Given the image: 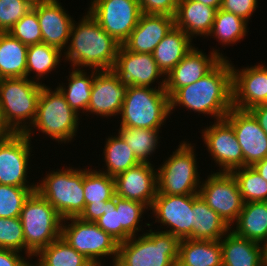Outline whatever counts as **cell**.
Segmentation results:
<instances>
[{
  "mask_svg": "<svg viewBox=\"0 0 267 266\" xmlns=\"http://www.w3.org/2000/svg\"><path fill=\"white\" fill-rule=\"evenodd\" d=\"M222 59L210 72L193 84L179 88L170 97V111L175 106L208 114L222 120L232 106V65Z\"/></svg>",
  "mask_w": 267,
  "mask_h": 266,
  "instance_id": "cell-1",
  "label": "cell"
},
{
  "mask_svg": "<svg viewBox=\"0 0 267 266\" xmlns=\"http://www.w3.org/2000/svg\"><path fill=\"white\" fill-rule=\"evenodd\" d=\"M69 38L71 40L64 54L73 68L81 69L84 66L98 71L113 68L120 44L103 30L89 12L78 23L73 21Z\"/></svg>",
  "mask_w": 267,
  "mask_h": 266,
  "instance_id": "cell-2",
  "label": "cell"
},
{
  "mask_svg": "<svg viewBox=\"0 0 267 266\" xmlns=\"http://www.w3.org/2000/svg\"><path fill=\"white\" fill-rule=\"evenodd\" d=\"M156 87L130 86L120 111V128L159 130L170 111V97L166 93L165 78Z\"/></svg>",
  "mask_w": 267,
  "mask_h": 266,
  "instance_id": "cell-3",
  "label": "cell"
},
{
  "mask_svg": "<svg viewBox=\"0 0 267 266\" xmlns=\"http://www.w3.org/2000/svg\"><path fill=\"white\" fill-rule=\"evenodd\" d=\"M43 85L27 77L2 79L0 110L5 125L12 133H25L33 124Z\"/></svg>",
  "mask_w": 267,
  "mask_h": 266,
  "instance_id": "cell-4",
  "label": "cell"
},
{
  "mask_svg": "<svg viewBox=\"0 0 267 266\" xmlns=\"http://www.w3.org/2000/svg\"><path fill=\"white\" fill-rule=\"evenodd\" d=\"M180 239L164 231H152L119 243L114 266H172L179 258Z\"/></svg>",
  "mask_w": 267,
  "mask_h": 266,
  "instance_id": "cell-5",
  "label": "cell"
},
{
  "mask_svg": "<svg viewBox=\"0 0 267 266\" xmlns=\"http://www.w3.org/2000/svg\"><path fill=\"white\" fill-rule=\"evenodd\" d=\"M19 219L28 258L61 237L63 218L37 191L25 201Z\"/></svg>",
  "mask_w": 267,
  "mask_h": 266,
  "instance_id": "cell-6",
  "label": "cell"
},
{
  "mask_svg": "<svg viewBox=\"0 0 267 266\" xmlns=\"http://www.w3.org/2000/svg\"><path fill=\"white\" fill-rule=\"evenodd\" d=\"M78 115L80 114L69 106L58 88L52 91L44 84L39 96L35 120L25 135L30 138L31 130L36 128L58 143L69 142L77 135L78 120H80Z\"/></svg>",
  "mask_w": 267,
  "mask_h": 266,
  "instance_id": "cell-7",
  "label": "cell"
},
{
  "mask_svg": "<svg viewBox=\"0 0 267 266\" xmlns=\"http://www.w3.org/2000/svg\"><path fill=\"white\" fill-rule=\"evenodd\" d=\"M36 191L65 219L78 217L85 207L83 170L52 171L36 184Z\"/></svg>",
  "mask_w": 267,
  "mask_h": 266,
  "instance_id": "cell-8",
  "label": "cell"
},
{
  "mask_svg": "<svg viewBox=\"0 0 267 266\" xmlns=\"http://www.w3.org/2000/svg\"><path fill=\"white\" fill-rule=\"evenodd\" d=\"M194 152V146L186 141L178 145L176 151L156 170L157 194H199L201 181Z\"/></svg>",
  "mask_w": 267,
  "mask_h": 266,
  "instance_id": "cell-9",
  "label": "cell"
},
{
  "mask_svg": "<svg viewBox=\"0 0 267 266\" xmlns=\"http://www.w3.org/2000/svg\"><path fill=\"white\" fill-rule=\"evenodd\" d=\"M65 220L71 221V224H66ZM61 237L94 266H102L100 259L110 255L114 257L112 258L114 266L119 242L104 232L95 222L84 221L79 217L65 218L62 221Z\"/></svg>",
  "mask_w": 267,
  "mask_h": 266,
  "instance_id": "cell-10",
  "label": "cell"
},
{
  "mask_svg": "<svg viewBox=\"0 0 267 266\" xmlns=\"http://www.w3.org/2000/svg\"><path fill=\"white\" fill-rule=\"evenodd\" d=\"M89 14L122 45L142 14L138 0H92Z\"/></svg>",
  "mask_w": 267,
  "mask_h": 266,
  "instance_id": "cell-11",
  "label": "cell"
},
{
  "mask_svg": "<svg viewBox=\"0 0 267 266\" xmlns=\"http://www.w3.org/2000/svg\"><path fill=\"white\" fill-rule=\"evenodd\" d=\"M199 195L231 227L243 208L238 182L232 173L215 172L202 181Z\"/></svg>",
  "mask_w": 267,
  "mask_h": 266,
  "instance_id": "cell-12",
  "label": "cell"
},
{
  "mask_svg": "<svg viewBox=\"0 0 267 266\" xmlns=\"http://www.w3.org/2000/svg\"><path fill=\"white\" fill-rule=\"evenodd\" d=\"M31 138L25 133H11L0 139V184L16 187H36L27 182Z\"/></svg>",
  "mask_w": 267,
  "mask_h": 266,
  "instance_id": "cell-13",
  "label": "cell"
},
{
  "mask_svg": "<svg viewBox=\"0 0 267 266\" xmlns=\"http://www.w3.org/2000/svg\"><path fill=\"white\" fill-rule=\"evenodd\" d=\"M155 222L167 226L164 232L170 233L180 240L193 235L192 194L163 195L156 194L151 205Z\"/></svg>",
  "mask_w": 267,
  "mask_h": 266,
  "instance_id": "cell-14",
  "label": "cell"
},
{
  "mask_svg": "<svg viewBox=\"0 0 267 266\" xmlns=\"http://www.w3.org/2000/svg\"><path fill=\"white\" fill-rule=\"evenodd\" d=\"M203 141L216 164L219 172L231 173L243 168V153L233 127L225 120H217L202 130Z\"/></svg>",
  "mask_w": 267,
  "mask_h": 266,
  "instance_id": "cell-15",
  "label": "cell"
},
{
  "mask_svg": "<svg viewBox=\"0 0 267 266\" xmlns=\"http://www.w3.org/2000/svg\"><path fill=\"white\" fill-rule=\"evenodd\" d=\"M234 129L243 153V167L267 157V135L248 110L232 108L224 118Z\"/></svg>",
  "mask_w": 267,
  "mask_h": 266,
  "instance_id": "cell-16",
  "label": "cell"
},
{
  "mask_svg": "<svg viewBox=\"0 0 267 266\" xmlns=\"http://www.w3.org/2000/svg\"><path fill=\"white\" fill-rule=\"evenodd\" d=\"M111 70L127 87H150L158 78L165 76L158 68L153 54L135 53L127 50L123 45L118 49L116 61Z\"/></svg>",
  "mask_w": 267,
  "mask_h": 266,
  "instance_id": "cell-17",
  "label": "cell"
},
{
  "mask_svg": "<svg viewBox=\"0 0 267 266\" xmlns=\"http://www.w3.org/2000/svg\"><path fill=\"white\" fill-rule=\"evenodd\" d=\"M232 65V106L240 110L267 103V66L258 64L244 69Z\"/></svg>",
  "mask_w": 267,
  "mask_h": 266,
  "instance_id": "cell-18",
  "label": "cell"
},
{
  "mask_svg": "<svg viewBox=\"0 0 267 266\" xmlns=\"http://www.w3.org/2000/svg\"><path fill=\"white\" fill-rule=\"evenodd\" d=\"M198 48L190 50L184 58L165 76V91L171 97L179 88L193 84L210 72L224 57L213 48L211 55ZM207 55V56H206Z\"/></svg>",
  "mask_w": 267,
  "mask_h": 266,
  "instance_id": "cell-19",
  "label": "cell"
},
{
  "mask_svg": "<svg viewBox=\"0 0 267 266\" xmlns=\"http://www.w3.org/2000/svg\"><path fill=\"white\" fill-rule=\"evenodd\" d=\"M157 170L152 163H140L114 177L115 195L145 204L149 209L157 194Z\"/></svg>",
  "mask_w": 267,
  "mask_h": 266,
  "instance_id": "cell-20",
  "label": "cell"
},
{
  "mask_svg": "<svg viewBox=\"0 0 267 266\" xmlns=\"http://www.w3.org/2000/svg\"><path fill=\"white\" fill-rule=\"evenodd\" d=\"M127 88L119 81L112 70L98 71L95 74L86 112L101 117L120 114Z\"/></svg>",
  "mask_w": 267,
  "mask_h": 266,
  "instance_id": "cell-21",
  "label": "cell"
},
{
  "mask_svg": "<svg viewBox=\"0 0 267 266\" xmlns=\"http://www.w3.org/2000/svg\"><path fill=\"white\" fill-rule=\"evenodd\" d=\"M58 1L46 0L34 4L32 8L37 13L42 42L60 51L63 49L66 51L64 47L70 40V30L74 20Z\"/></svg>",
  "mask_w": 267,
  "mask_h": 266,
  "instance_id": "cell-22",
  "label": "cell"
},
{
  "mask_svg": "<svg viewBox=\"0 0 267 266\" xmlns=\"http://www.w3.org/2000/svg\"><path fill=\"white\" fill-rule=\"evenodd\" d=\"M174 26L173 16L142 13L137 26L122 45L135 53L152 54Z\"/></svg>",
  "mask_w": 267,
  "mask_h": 266,
  "instance_id": "cell-23",
  "label": "cell"
},
{
  "mask_svg": "<svg viewBox=\"0 0 267 266\" xmlns=\"http://www.w3.org/2000/svg\"><path fill=\"white\" fill-rule=\"evenodd\" d=\"M216 9L194 0H180L174 16L175 27L188 36L208 37L215 18ZM206 35V36H205Z\"/></svg>",
  "mask_w": 267,
  "mask_h": 266,
  "instance_id": "cell-24",
  "label": "cell"
},
{
  "mask_svg": "<svg viewBox=\"0 0 267 266\" xmlns=\"http://www.w3.org/2000/svg\"><path fill=\"white\" fill-rule=\"evenodd\" d=\"M223 238V266H263V244L239 237L231 230Z\"/></svg>",
  "mask_w": 267,
  "mask_h": 266,
  "instance_id": "cell-25",
  "label": "cell"
},
{
  "mask_svg": "<svg viewBox=\"0 0 267 266\" xmlns=\"http://www.w3.org/2000/svg\"><path fill=\"white\" fill-rule=\"evenodd\" d=\"M193 235L194 240H221L230 227L218 213L210 208L199 194H192Z\"/></svg>",
  "mask_w": 267,
  "mask_h": 266,
  "instance_id": "cell-26",
  "label": "cell"
},
{
  "mask_svg": "<svg viewBox=\"0 0 267 266\" xmlns=\"http://www.w3.org/2000/svg\"><path fill=\"white\" fill-rule=\"evenodd\" d=\"M236 228L230 229L235 235L267 244V201L245 202L235 221Z\"/></svg>",
  "mask_w": 267,
  "mask_h": 266,
  "instance_id": "cell-27",
  "label": "cell"
},
{
  "mask_svg": "<svg viewBox=\"0 0 267 266\" xmlns=\"http://www.w3.org/2000/svg\"><path fill=\"white\" fill-rule=\"evenodd\" d=\"M193 48L192 38L174 26L152 54L158 68L166 76Z\"/></svg>",
  "mask_w": 267,
  "mask_h": 266,
  "instance_id": "cell-28",
  "label": "cell"
},
{
  "mask_svg": "<svg viewBox=\"0 0 267 266\" xmlns=\"http://www.w3.org/2000/svg\"><path fill=\"white\" fill-rule=\"evenodd\" d=\"M27 49L8 32H0V75L3 78L27 77Z\"/></svg>",
  "mask_w": 267,
  "mask_h": 266,
  "instance_id": "cell-29",
  "label": "cell"
},
{
  "mask_svg": "<svg viewBox=\"0 0 267 266\" xmlns=\"http://www.w3.org/2000/svg\"><path fill=\"white\" fill-rule=\"evenodd\" d=\"M219 241L182 239L179 260L187 266H223Z\"/></svg>",
  "mask_w": 267,
  "mask_h": 266,
  "instance_id": "cell-30",
  "label": "cell"
},
{
  "mask_svg": "<svg viewBox=\"0 0 267 266\" xmlns=\"http://www.w3.org/2000/svg\"><path fill=\"white\" fill-rule=\"evenodd\" d=\"M72 72L68 78V86H57L60 92L63 94L65 100L69 106L77 113H81L80 110L87 111L88 104L91 96V88L94 82L95 74L98 70H92V73L88 76L87 72L82 69L72 68ZM79 112V113H78Z\"/></svg>",
  "mask_w": 267,
  "mask_h": 266,
  "instance_id": "cell-31",
  "label": "cell"
},
{
  "mask_svg": "<svg viewBox=\"0 0 267 266\" xmlns=\"http://www.w3.org/2000/svg\"><path fill=\"white\" fill-rule=\"evenodd\" d=\"M106 140L103 153L107 170L100 172L115 177L141 163L119 135L108 136Z\"/></svg>",
  "mask_w": 267,
  "mask_h": 266,
  "instance_id": "cell-32",
  "label": "cell"
},
{
  "mask_svg": "<svg viewBox=\"0 0 267 266\" xmlns=\"http://www.w3.org/2000/svg\"><path fill=\"white\" fill-rule=\"evenodd\" d=\"M35 256L39 257L37 261L40 266H94L62 237L41 249Z\"/></svg>",
  "mask_w": 267,
  "mask_h": 266,
  "instance_id": "cell-33",
  "label": "cell"
},
{
  "mask_svg": "<svg viewBox=\"0 0 267 266\" xmlns=\"http://www.w3.org/2000/svg\"><path fill=\"white\" fill-rule=\"evenodd\" d=\"M247 25L248 22L243 18L219 8L208 36H215L224 45L236 44L246 36Z\"/></svg>",
  "mask_w": 267,
  "mask_h": 266,
  "instance_id": "cell-34",
  "label": "cell"
},
{
  "mask_svg": "<svg viewBox=\"0 0 267 266\" xmlns=\"http://www.w3.org/2000/svg\"><path fill=\"white\" fill-rule=\"evenodd\" d=\"M62 52L46 43L32 44L27 49V78L31 72L36 73V77H32L36 82L40 83V78L51 73L61 60Z\"/></svg>",
  "mask_w": 267,
  "mask_h": 266,
  "instance_id": "cell-35",
  "label": "cell"
},
{
  "mask_svg": "<svg viewBox=\"0 0 267 266\" xmlns=\"http://www.w3.org/2000/svg\"><path fill=\"white\" fill-rule=\"evenodd\" d=\"M85 205L106 204L115 196L114 177L92 169H83Z\"/></svg>",
  "mask_w": 267,
  "mask_h": 266,
  "instance_id": "cell-36",
  "label": "cell"
},
{
  "mask_svg": "<svg viewBox=\"0 0 267 266\" xmlns=\"http://www.w3.org/2000/svg\"><path fill=\"white\" fill-rule=\"evenodd\" d=\"M117 134L132 149L134 155L141 163H150L148 158L158 147L159 130L120 128Z\"/></svg>",
  "mask_w": 267,
  "mask_h": 266,
  "instance_id": "cell-37",
  "label": "cell"
},
{
  "mask_svg": "<svg viewBox=\"0 0 267 266\" xmlns=\"http://www.w3.org/2000/svg\"><path fill=\"white\" fill-rule=\"evenodd\" d=\"M238 182L243 202L267 201V181L253 167L245 166L231 172Z\"/></svg>",
  "mask_w": 267,
  "mask_h": 266,
  "instance_id": "cell-38",
  "label": "cell"
},
{
  "mask_svg": "<svg viewBox=\"0 0 267 266\" xmlns=\"http://www.w3.org/2000/svg\"><path fill=\"white\" fill-rule=\"evenodd\" d=\"M116 209L119 210L121 242L137 236L136 232L141 230L139 222L142 221V214L149 208L141 202L116 196Z\"/></svg>",
  "mask_w": 267,
  "mask_h": 266,
  "instance_id": "cell-39",
  "label": "cell"
},
{
  "mask_svg": "<svg viewBox=\"0 0 267 266\" xmlns=\"http://www.w3.org/2000/svg\"><path fill=\"white\" fill-rule=\"evenodd\" d=\"M36 187H16L0 184V218L19 217L25 201Z\"/></svg>",
  "mask_w": 267,
  "mask_h": 266,
  "instance_id": "cell-40",
  "label": "cell"
},
{
  "mask_svg": "<svg viewBox=\"0 0 267 266\" xmlns=\"http://www.w3.org/2000/svg\"><path fill=\"white\" fill-rule=\"evenodd\" d=\"M26 45L42 43L40 24L36 11L32 8L8 32Z\"/></svg>",
  "mask_w": 267,
  "mask_h": 266,
  "instance_id": "cell-41",
  "label": "cell"
},
{
  "mask_svg": "<svg viewBox=\"0 0 267 266\" xmlns=\"http://www.w3.org/2000/svg\"><path fill=\"white\" fill-rule=\"evenodd\" d=\"M0 249L25 251L24 232L19 217L0 218Z\"/></svg>",
  "mask_w": 267,
  "mask_h": 266,
  "instance_id": "cell-42",
  "label": "cell"
},
{
  "mask_svg": "<svg viewBox=\"0 0 267 266\" xmlns=\"http://www.w3.org/2000/svg\"><path fill=\"white\" fill-rule=\"evenodd\" d=\"M32 6L28 0H0V32H9Z\"/></svg>",
  "mask_w": 267,
  "mask_h": 266,
  "instance_id": "cell-43",
  "label": "cell"
},
{
  "mask_svg": "<svg viewBox=\"0 0 267 266\" xmlns=\"http://www.w3.org/2000/svg\"><path fill=\"white\" fill-rule=\"evenodd\" d=\"M104 232L121 243V224L119 210L116 209V195L106 201L104 214L95 222Z\"/></svg>",
  "mask_w": 267,
  "mask_h": 266,
  "instance_id": "cell-44",
  "label": "cell"
},
{
  "mask_svg": "<svg viewBox=\"0 0 267 266\" xmlns=\"http://www.w3.org/2000/svg\"><path fill=\"white\" fill-rule=\"evenodd\" d=\"M180 0H138L143 14L175 16Z\"/></svg>",
  "mask_w": 267,
  "mask_h": 266,
  "instance_id": "cell-45",
  "label": "cell"
},
{
  "mask_svg": "<svg viewBox=\"0 0 267 266\" xmlns=\"http://www.w3.org/2000/svg\"><path fill=\"white\" fill-rule=\"evenodd\" d=\"M258 0H222L221 8L249 22L252 13L257 9Z\"/></svg>",
  "mask_w": 267,
  "mask_h": 266,
  "instance_id": "cell-46",
  "label": "cell"
},
{
  "mask_svg": "<svg viewBox=\"0 0 267 266\" xmlns=\"http://www.w3.org/2000/svg\"><path fill=\"white\" fill-rule=\"evenodd\" d=\"M10 249H0V266H26L28 260Z\"/></svg>",
  "mask_w": 267,
  "mask_h": 266,
  "instance_id": "cell-47",
  "label": "cell"
},
{
  "mask_svg": "<svg viewBox=\"0 0 267 266\" xmlns=\"http://www.w3.org/2000/svg\"><path fill=\"white\" fill-rule=\"evenodd\" d=\"M105 209L106 204H87L78 217L84 221L96 222L104 214Z\"/></svg>",
  "mask_w": 267,
  "mask_h": 266,
  "instance_id": "cell-48",
  "label": "cell"
},
{
  "mask_svg": "<svg viewBox=\"0 0 267 266\" xmlns=\"http://www.w3.org/2000/svg\"><path fill=\"white\" fill-rule=\"evenodd\" d=\"M248 111L255 117L258 124L267 135V103L256 105Z\"/></svg>",
  "mask_w": 267,
  "mask_h": 266,
  "instance_id": "cell-49",
  "label": "cell"
},
{
  "mask_svg": "<svg viewBox=\"0 0 267 266\" xmlns=\"http://www.w3.org/2000/svg\"><path fill=\"white\" fill-rule=\"evenodd\" d=\"M255 171L267 181V157L252 166Z\"/></svg>",
  "mask_w": 267,
  "mask_h": 266,
  "instance_id": "cell-50",
  "label": "cell"
},
{
  "mask_svg": "<svg viewBox=\"0 0 267 266\" xmlns=\"http://www.w3.org/2000/svg\"><path fill=\"white\" fill-rule=\"evenodd\" d=\"M12 132L9 130V128L5 125L2 115H1V110H0V139H4L8 137Z\"/></svg>",
  "mask_w": 267,
  "mask_h": 266,
  "instance_id": "cell-51",
  "label": "cell"
},
{
  "mask_svg": "<svg viewBox=\"0 0 267 266\" xmlns=\"http://www.w3.org/2000/svg\"><path fill=\"white\" fill-rule=\"evenodd\" d=\"M194 1L211 6V7L215 8L216 10L221 8V5H222V0H194Z\"/></svg>",
  "mask_w": 267,
  "mask_h": 266,
  "instance_id": "cell-52",
  "label": "cell"
},
{
  "mask_svg": "<svg viewBox=\"0 0 267 266\" xmlns=\"http://www.w3.org/2000/svg\"><path fill=\"white\" fill-rule=\"evenodd\" d=\"M263 266H267V244L264 245L263 249Z\"/></svg>",
  "mask_w": 267,
  "mask_h": 266,
  "instance_id": "cell-53",
  "label": "cell"
},
{
  "mask_svg": "<svg viewBox=\"0 0 267 266\" xmlns=\"http://www.w3.org/2000/svg\"><path fill=\"white\" fill-rule=\"evenodd\" d=\"M172 266H187V265H185V264H184L183 262H181L179 259H176V260L173 262Z\"/></svg>",
  "mask_w": 267,
  "mask_h": 266,
  "instance_id": "cell-54",
  "label": "cell"
},
{
  "mask_svg": "<svg viewBox=\"0 0 267 266\" xmlns=\"http://www.w3.org/2000/svg\"><path fill=\"white\" fill-rule=\"evenodd\" d=\"M28 1L34 5V4H38L39 2H43L46 0H28Z\"/></svg>",
  "mask_w": 267,
  "mask_h": 266,
  "instance_id": "cell-55",
  "label": "cell"
},
{
  "mask_svg": "<svg viewBox=\"0 0 267 266\" xmlns=\"http://www.w3.org/2000/svg\"><path fill=\"white\" fill-rule=\"evenodd\" d=\"M26 266H40L38 263H36V265L31 264L29 261L27 262Z\"/></svg>",
  "mask_w": 267,
  "mask_h": 266,
  "instance_id": "cell-56",
  "label": "cell"
},
{
  "mask_svg": "<svg viewBox=\"0 0 267 266\" xmlns=\"http://www.w3.org/2000/svg\"><path fill=\"white\" fill-rule=\"evenodd\" d=\"M3 77L0 75V83L2 82Z\"/></svg>",
  "mask_w": 267,
  "mask_h": 266,
  "instance_id": "cell-57",
  "label": "cell"
}]
</instances>
